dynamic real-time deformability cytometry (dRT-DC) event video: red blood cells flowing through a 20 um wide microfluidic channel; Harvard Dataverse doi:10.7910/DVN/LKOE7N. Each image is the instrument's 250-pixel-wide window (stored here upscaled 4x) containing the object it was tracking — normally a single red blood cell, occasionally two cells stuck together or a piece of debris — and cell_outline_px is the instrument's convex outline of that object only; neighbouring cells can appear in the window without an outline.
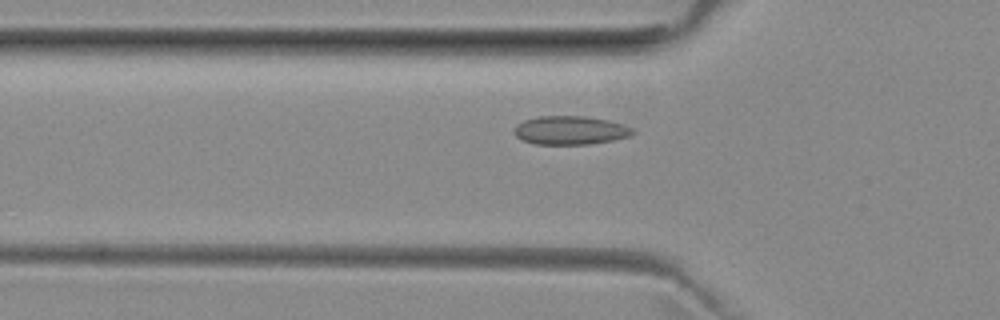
{"species": "common noctule bat (a hibernating species)", "species_latin": "Nyctalus noctula", "temperature_condition": "room temperature", "stored_images_in_passage": 25, "camera_frame_rate_fps": 3000, "um_per_image_px": 0.085, "animal": {"sex": "female", "body_mass_g": 29.2, "forearm_length_mm": 56.3}, "frame": {"image": 1, "passage_image": 17, "time_ms": 5.333, "image_size_px": [1000, 320], "cell_outline_px": [[636, 132], [632, 136], [616, 140], [588, 144], [536, 144], [524, 140], [516, 136], [512, 132], [516, 124], [524, 120], [536, 116], [584, 116], [608, 120], [624, 124], [632, 128]], "centroid_in_image_um": [48.5, 11.07], "position_along_channel_um": 77.3, "area_um2": 20.0}}
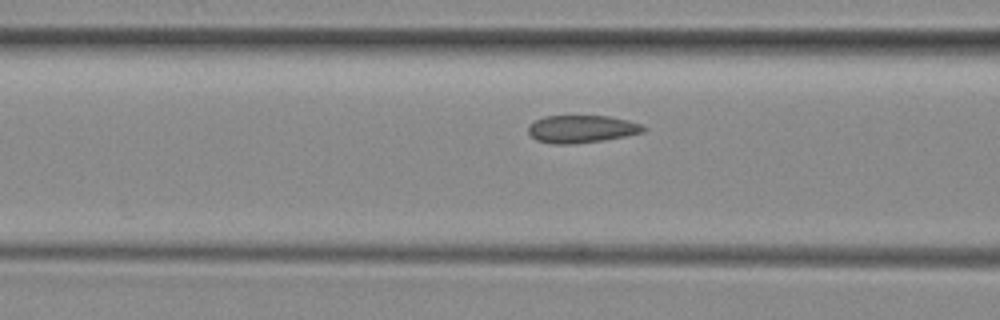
{"frame": {"image": 2, "passage_image": 20, "time_ms": 6.333, "image_size_px": [1000, 320], "cell_outline_px": [[648, 128], [644, 132], [604, 140], [572, 144], [552, 144], [536, 140], [528, 132], [528, 128], [536, 120], [544, 116], [608, 116], [628, 120], [640, 124]], "centroid_in_image_um": [49.45, 10.97], "position_along_channel_um": 117.1, "area_um2": 18.44}}
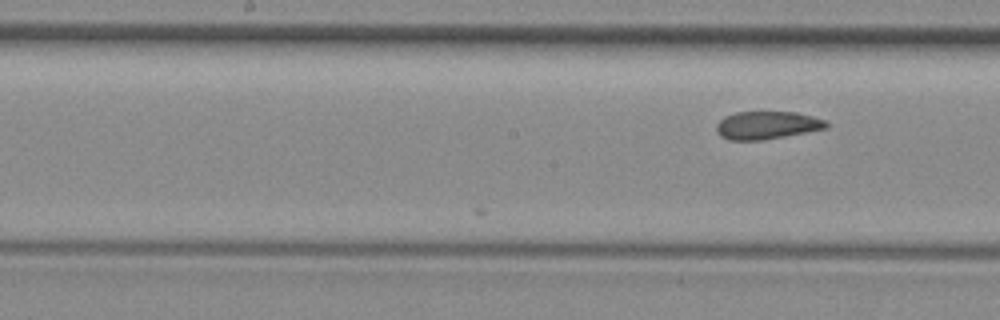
{"frame": {"image": 3, "passage_image": 25, "time_ms": 8.0, "image_size_px": [1000, 320], "cell_outline_px": [[828, 128], [764, 140], [728, 140], [720, 136], [716, 132], [716, 124], [724, 116], [736, 112], [796, 112], [828, 120]], "centroid_in_image_um": [65.19, 10.64], "position_along_channel_um": 183.0, "area_um2": 18.03}}